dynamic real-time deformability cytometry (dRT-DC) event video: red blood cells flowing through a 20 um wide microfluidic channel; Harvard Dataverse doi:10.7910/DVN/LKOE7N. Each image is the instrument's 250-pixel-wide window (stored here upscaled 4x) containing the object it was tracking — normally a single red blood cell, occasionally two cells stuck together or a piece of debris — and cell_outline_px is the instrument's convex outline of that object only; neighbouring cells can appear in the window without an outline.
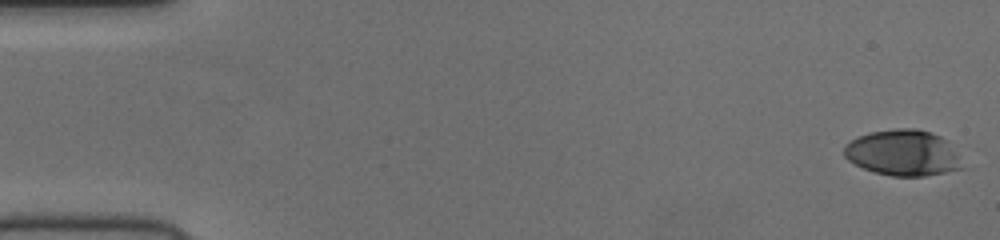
{"species": "human", "species_latin": "Homo sapiens", "temperature_condition": "cold", "stored_images_in_passage": 53, "camera_frame_rate_fps": 3000, "um_per_image_px": 0.085, "donor": {"sex": "female"}, "frame": {"image": 1, "passage_image": 1, "time_ms": 0.0, "image_size_px": [1000, 240], "cell_outline_px": [[968, 168], [924, 176], [892, 176], [876, 172], [864, 168], [848, 160], [844, 156], [844, 144], [860, 136], [872, 132], [896, 128], [916, 128], [940, 136], [944, 140]], "centroid_in_image_um": [76.76, 13.01], "position_along_channel_um": 8.2, "area_um2": 31.33}}
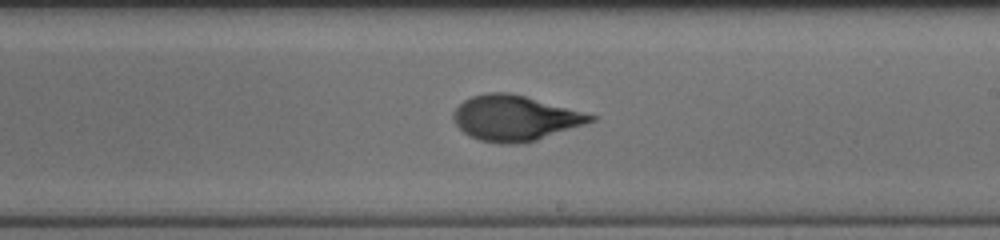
{"frame": {"image": 2, "passage_image": 31, "time_ms": 10.0, "image_size_px": [1000, 240], "cell_outline_px": [[596, 120], [536, 140], [520, 144], [500, 144], [480, 140], [468, 136], [452, 120], [452, 112], [464, 100], [472, 96], [488, 92], [508, 92], [524, 96], [596, 116]], "centroid_in_image_um": [43.7, 10.05], "position_along_channel_um": 245.3, "area_um2": 35.84}}
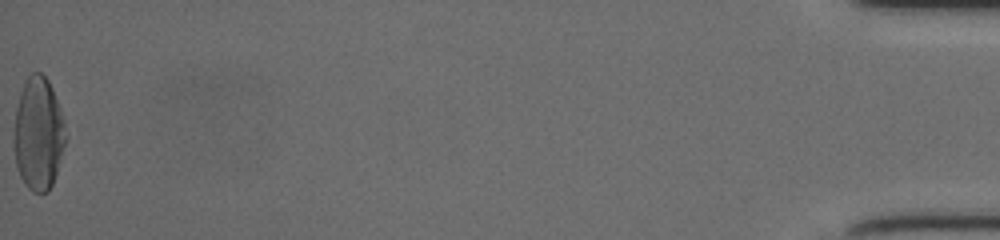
{"frame": {"image": 3, "passage_image": 53, "time_ms": 17.333, "image_size_px": [1000, 240], "cell_outline_px": [[68, 136], [52, 184], [48, 192], [32, 192], [24, 184], [20, 176], [16, 164], [12, 144], [12, 136], [16, 108], [20, 92], [28, 76], [32, 72], [40, 72], [48, 80], [52, 88], [64, 120]], "centroid_in_image_um": [3.25, 11.37], "position_along_channel_um": 432.0, "area_um2": 34.45}}